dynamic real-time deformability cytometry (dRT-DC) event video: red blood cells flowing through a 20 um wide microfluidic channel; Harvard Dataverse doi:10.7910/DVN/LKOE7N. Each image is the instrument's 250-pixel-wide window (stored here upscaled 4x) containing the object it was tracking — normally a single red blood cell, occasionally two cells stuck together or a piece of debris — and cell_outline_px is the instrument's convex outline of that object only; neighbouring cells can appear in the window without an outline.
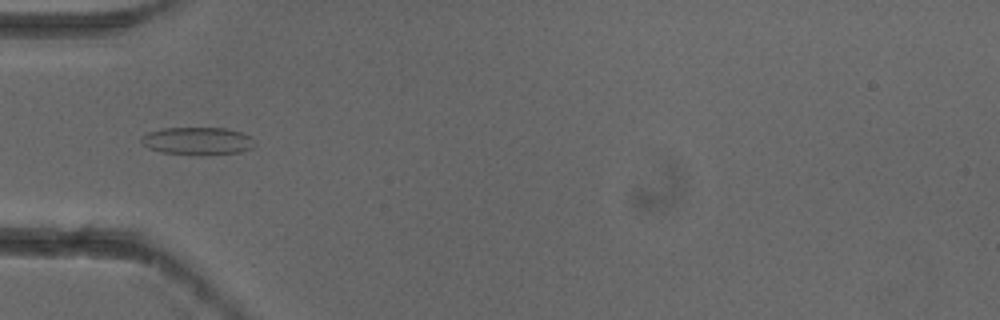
{"species": "common noctule bat (a hibernating species)", "species_latin": "Nyctalus noctula", "temperature_condition": "cold", "stored_images_in_passage": 5, "camera_frame_rate_fps": 3000, "um_per_image_px": 0.085, "animal": {"sex": "female"}, "frame": {"image": 1, "passage_image": 4, "time_ms": 1.0, "image_size_px": [1000, 320], "cell_outline_px": [[256, 140], [252, 148], [240, 152], [196, 156], [160, 152], [148, 148], [140, 140], [140, 136], [148, 132], [160, 128], [228, 128], [252, 136]], "centroid_in_image_um": [16.79, 11.99], "position_along_channel_um": 68.2, "area_um2": 18.73}}
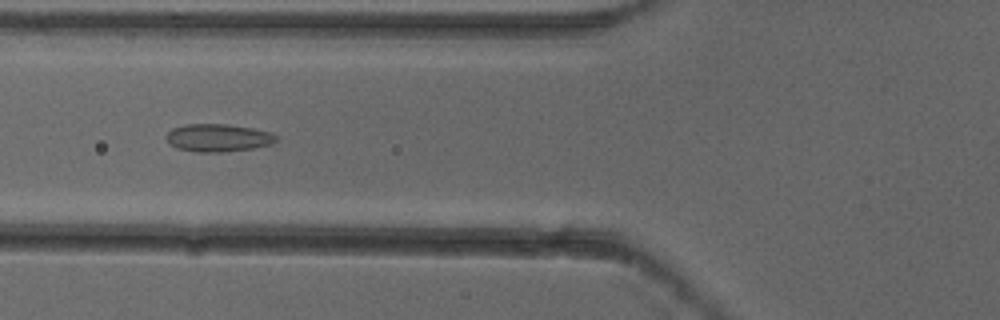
{"frame": {"image": 2, "passage_image": 5, "time_ms": 1.333, "image_size_px": [1000, 320], "cell_outline_px": [[280, 136], [272, 144], [252, 148], [224, 152], [196, 152], [176, 148], [164, 136], [172, 128], [184, 124], [228, 124], [252, 128], [272, 132]], "centroid_in_image_um": [18.56, 11.71], "position_along_channel_um": 107.2, "area_um2": 17.92}}